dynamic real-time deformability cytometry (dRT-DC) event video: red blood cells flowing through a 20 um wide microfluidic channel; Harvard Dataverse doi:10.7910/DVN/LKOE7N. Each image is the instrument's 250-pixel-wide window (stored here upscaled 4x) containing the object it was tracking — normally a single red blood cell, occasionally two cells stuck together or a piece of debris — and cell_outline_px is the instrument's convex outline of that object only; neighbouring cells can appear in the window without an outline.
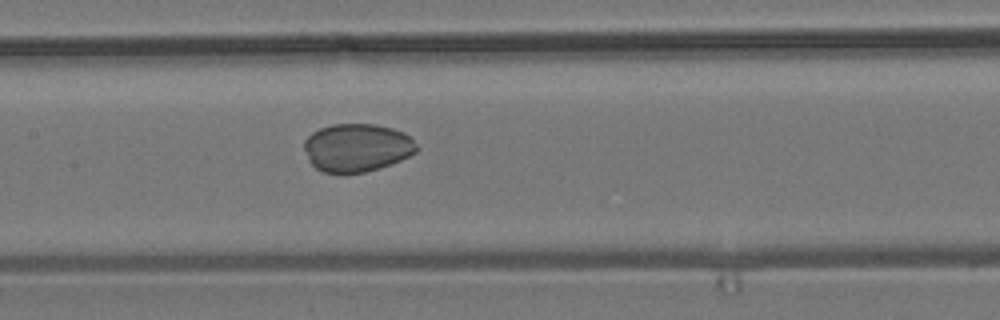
{"species": "common noctule bat (a hibernating species)", "species_latin": "Nyctalus noctula", "temperature_condition": "room temperature", "stored_images_in_passage": 54, "camera_frame_rate_fps": 3000, "um_per_image_px": 0.085, "animal": {"sex": "male", "body_mass_g": 19.2, "forearm_length_mm": 51.8}, "frame": {"image": 1, "passage_image": 26, "time_ms": 8.333, "image_size_px": [1000, 320], "cell_outline_px": [[420, 148], [416, 152], [400, 160], [380, 168], [364, 172], [324, 172], [316, 168], [312, 164], [304, 148], [304, 140], [312, 132], [320, 128], [332, 124], [376, 124], [392, 128], [404, 132]], "centroid_in_image_um": [30.35, 12.53], "position_along_channel_um": 177.0, "area_um2": 31.33}}
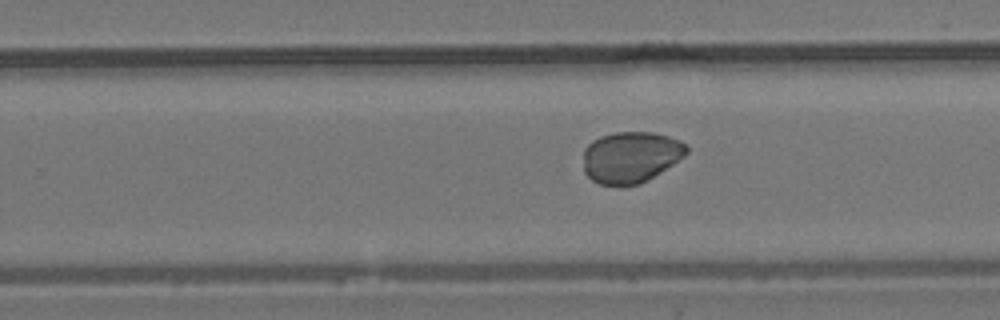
{"frame": {"image": 2, "passage_image": 34, "time_ms": 11.0, "image_size_px": [1000, 320], "cell_outline_px": [[688, 152], [684, 156], [660, 172], [640, 184], [600, 184], [592, 180], [584, 172], [584, 148], [592, 140], [600, 136], [616, 132], [652, 132], [668, 136], [680, 140], [688, 148]], "centroid_in_image_um": [53.6, 13.33], "position_along_channel_um": 276.2, "area_um2": 30.58}}
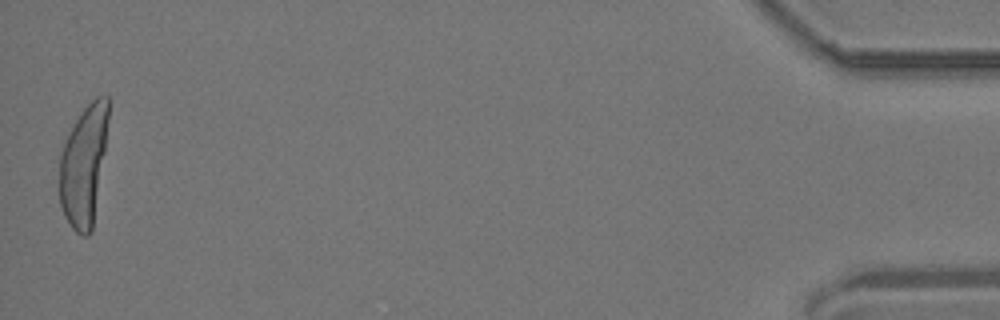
{"frame": {"image": 3, "passage_image": 54, "time_ms": 17.667, "image_size_px": [1000, 320], "cell_outline_px": [[108, 120], [104, 152], [92, 232], [88, 236], [84, 236], [76, 232], [72, 228], [64, 216], [60, 204], [60, 152], [80, 112], [96, 96], [108, 96]], "centroid_in_image_um": [7.11, 14.08], "position_along_channel_um": 428.1, "area_um2": 33.81}}